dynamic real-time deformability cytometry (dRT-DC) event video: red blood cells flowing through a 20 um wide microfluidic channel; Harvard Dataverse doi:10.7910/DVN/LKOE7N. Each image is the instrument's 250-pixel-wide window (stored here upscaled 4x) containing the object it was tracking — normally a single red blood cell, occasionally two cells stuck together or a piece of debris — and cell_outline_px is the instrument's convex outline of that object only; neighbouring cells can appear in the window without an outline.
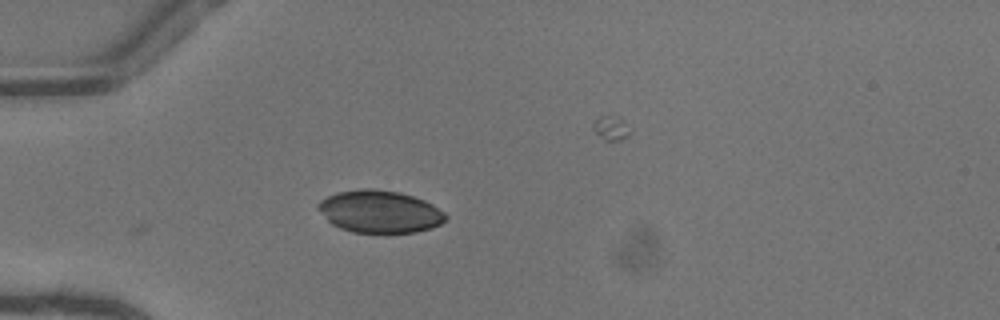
{"species": "common noctule bat (a hibernating species)", "species_latin": "Nyctalus noctula", "temperature_condition": "warm", "stored_images_in_passage": 28, "camera_frame_rate_fps": 3000, "um_per_image_px": 0.085, "animal": {"sex": "female"}, "frame": {"image": 1, "passage_image": 1, "time_ms": 0.0, "image_size_px": [1000, 320], "cell_outline_px": [[448, 216], [440, 224], [432, 228], [416, 232], [352, 232], [340, 228], [332, 224], [316, 208], [316, 204], [320, 200], [336, 192], [360, 188], [372, 188], [400, 192], [424, 200], [432, 204], [444, 212]], "centroid_in_image_um": [32.25, 17.97], "position_along_channel_um": 52.7, "area_um2": 31.56}}
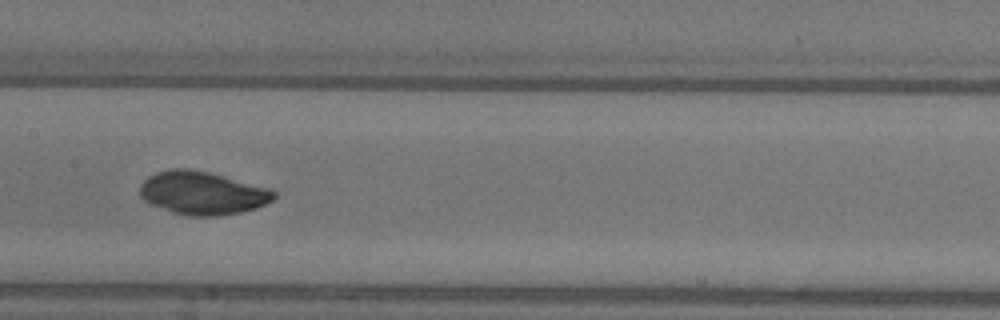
{"frame": {"image": 2, "passage_image": 12, "time_ms": 3.667, "image_size_px": [1000, 320], "cell_outline_px": [[276, 196], [272, 200], [256, 208], [240, 212], [220, 216], [188, 216], [172, 212], [152, 204], [144, 200], [140, 196], [140, 184], [148, 176], [156, 172], [172, 168], [188, 168], [208, 172], [224, 176], [268, 188], [276, 192]], "centroid_in_image_um": [17.18, 16.4], "position_along_channel_um": 190.2, "area_um2": 33.58}}
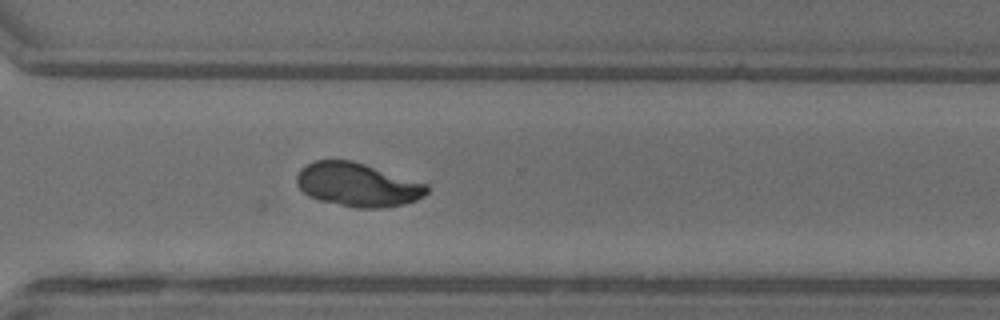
{"frame": {"image": 3, "passage_image": 23, "time_ms": 7.333, "image_size_px": [1000, 320], "cell_outline_px": [[428, 192], [424, 196], [416, 200], [404, 204], [380, 208], [356, 208], [320, 200], [308, 196], [296, 184], [296, 176], [300, 168], [316, 160], [352, 160], [428, 184]], "centroid_in_image_um": [30.39, 15.7], "position_along_channel_um": 340.2, "area_um2": 33.06}}